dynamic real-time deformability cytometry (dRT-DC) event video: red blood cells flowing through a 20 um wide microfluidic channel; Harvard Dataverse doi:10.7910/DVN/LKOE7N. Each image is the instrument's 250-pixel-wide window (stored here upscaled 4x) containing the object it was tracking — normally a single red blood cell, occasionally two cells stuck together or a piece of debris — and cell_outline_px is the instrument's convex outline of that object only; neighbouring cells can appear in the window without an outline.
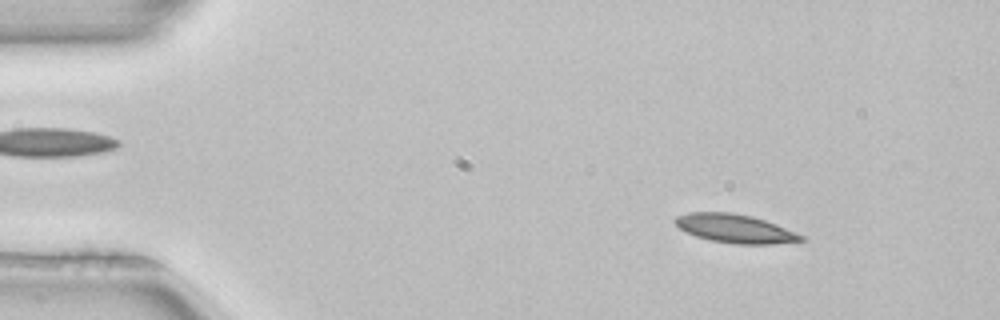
{"species": "common noctule bat (a hibernating species)", "species_latin": "Nyctalus noctula", "temperature_condition": "room temperature", "stored_images_in_passage": 50, "camera_frame_rate_fps": 3000, "um_per_image_px": 0.085, "animal": {"sex": "female", "body_mass_g": 22.7, "forearm_length_mm": 54.2}, "frame": {"image": 1, "passage_image": 6, "time_ms": 1.667, "image_size_px": [1000, 320], "cell_outline_px": [[804, 240], [772, 244], [736, 244], [712, 240], [696, 236], [680, 228], [672, 220], [676, 216], [688, 212], [732, 212], [752, 216], [776, 224], [804, 236]], "centroid_in_image_um": [62.45, 19.41], "position_along_channel_um": 22.5, "area_um2": 20.81}}
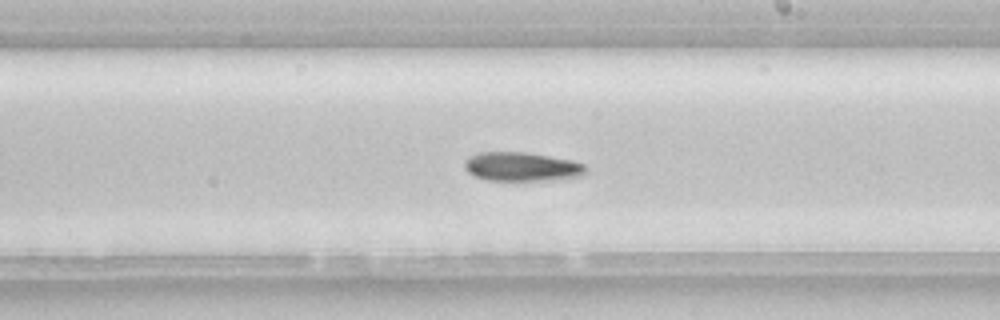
{"frame": {"image": 2, "passage_image": 29, "time_ms": 9.333, "image_size_px": [1000, 320], "cell_outline_px": [[588, 168], [580, 176], [540, 180], [488, 180], [476, 176], [468, 172], [464, 168], [464, 160], [468, 156], [480, 152], [524, 152], [572, 160], [584, 164]], "centroid_in_image_um": [44.3, 14.15], "position_along_channel_um": 244.7, "area_um2": 20.23}}
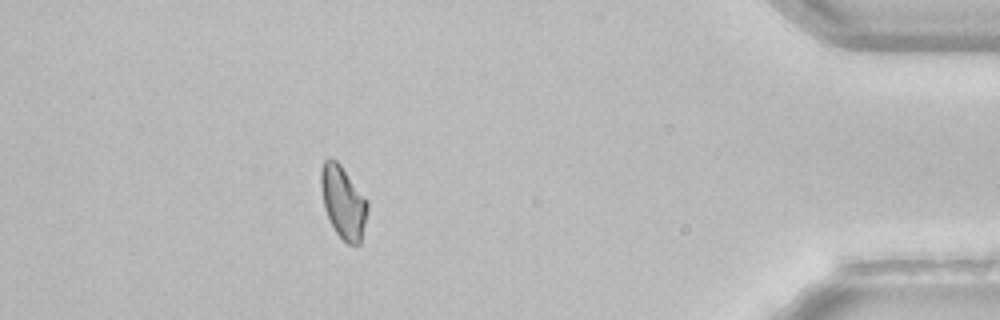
{"frame": {"image": 3, "passage_image": 45, "time_ms": 14.667, "image_size_px": [1000, 320], "cell_outline_px": [[368, 212], [360, 244], [348, 244], [336, 232], [324, 208], [320, 184], [320, 172], [324, 160], [328, 156], [332, 156], [340, 164], [368, 200]], "centroid_in_image_um": [29.17, 17.14], "position_along_channel_um": 406.0, "area_um2": 19.77}, "authors_computed_cell_mechanics": {"area_um2": 20.519, "velocity_mm_per_s": 3.9765, "shape_relaxation_time_tau1_ms": 4.1899, "shape_relaxation_time_tau2_ms": null, "deformation_change_tau1": 0.1211, "deformation_change_tau2": null}}